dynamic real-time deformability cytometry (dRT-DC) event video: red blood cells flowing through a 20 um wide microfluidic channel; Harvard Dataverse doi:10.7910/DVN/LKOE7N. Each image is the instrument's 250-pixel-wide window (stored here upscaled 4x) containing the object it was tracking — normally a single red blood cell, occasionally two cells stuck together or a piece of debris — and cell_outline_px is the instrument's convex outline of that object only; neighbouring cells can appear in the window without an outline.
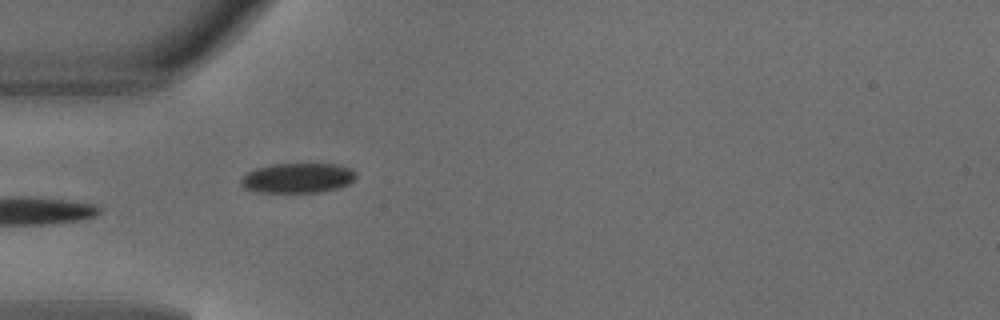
{"species": "common noctule bat (a hibernating species)", "species_latin": "Nyctalus noctula", "temperature_condition": "warm", "stored_images_in_passage": 4, "camera_frame_rate_fps": 3000, "um_per_image_px": 0.085, "animal": {"sex": "male", "body_mass_g": 18.8}, "frame": {"image": 1, "passage_image": 4, "time_ms": 1.0, "image_size_px": [1000, 320], "cell_outline_px": [[356, 176], [348, 184], [336, 188], [320, 192], [256, 192], [244, 188], [240, 184], [240, 180], [248, 172], [256, 168], [272, 164], [340, 164], [352, 168], [356, 172]], "centroid_in_image_um": [25.3, 15.12], "position_along_channel_um": 59.7, "area_um2": 20.06}}